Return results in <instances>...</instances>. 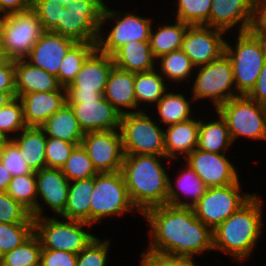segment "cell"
Here are the masks:
<instances>
[{
    "label": "cell",
    "instance_id": "obj_1",
    "mask_svg": "<svg viewBox=\"0 0 266 266\" xmlns=\"http://www.w3.org/2000/svg\"><path fill=\"white\" fill-rule=\"evenodd\" d=\"M142 216L150 226L149 250L192 259L213 251V231L192 208L164 204L149 208Z\"/></svg>",
    "mask_w": 266,
    "mask_h": 266
},
{
    "label": "cell",
    "instance_id": "obj_2",
    "mask_svg": "<svg viewBox=\"0 0 266 266\" xmlns=\"http://www.w3.org/2000/svg\"><path fill=\"white\" fill-rule=\"evenodd\" d=\"M105 0H32L44 31L76 42H97Z\"/></svg>",
    "mask_w": 266,
    "mask_h": 266
},
{
    "label": "cell",
    "instance_id": "obj_3",
    "mask_svg": "<svg viewBox=\"0 0 266 266\" xmlns=\"http://www.w3.org/2000/svg\"><path fill=\"white\" fill-rule=\"evenodd\" d=\"M254 195L213 230V251L228 253L242 263L254 253L263 228V199Z\"/></svg>",
    "mask_w": 266,
    "mask_h": 266
},
{
    "label": "cell",
    "instance_id": "obj_4",
    "mask_svg": "<svg viewBox=\"0 0 266 266\" xmlns=\"http://www.w3.org/2000/svg\"><path fill=\"white\" fill-rule=\"evenodd\" d=\"M163 159L166 161V156L124 154L121 172L140 216L149 208L167 204L170 172Z\"/></svg>",
    "mask_w": 266,
    "mask_h": 266
},
{
    "label": "cell",
    "instance_id": "obj_5",
    "mask_svg": "<svg viewBox=\"0 0 266 266\" xmlns=\"http://www.w3.org/2000/svg\"><path fill=\"white\" fill-rule=\"evenodd\" d=\"M236 34L235 44L226 40L225 54L232 63L236 92L239 95H248L256 85L266 52L261 40L252 30L238 32L234 36Z\"/></svg>",
    "mask_w": 266,
    "mask_h": 266
},
{
    "label": "cell",
    "instance_id": "obj_6",
    "mask_svg": "<svg viewBox=\"0 0 266 266\" xmlns=\"http://www.w3.org/2000/svg\"><path fill=\"white\" fill-rule=\"evenodd\" d=\"M153 22L150 18L134 14V11H123L122 13L119 9L113 10V8L105 4L96 48L100 52L112 56L121 46L129 41H149ZM107 23H109L112 29L110 30L109 28L108 33L106 32L107 37H105V32L102 29L105 27L104 24Z\"/></svg>",
    "mask_w": 266,
    "mask_h": 266
},
{
    "label": "cell",
    "instance_id": "obj_7",
    "mask_svg": "<svg viewBox=\"0 0 266 266\" xmlns=\"http://www.w3.org/2000/svg\"><path fill=\"white\" fill-rule=\"evenodd\" d=\"M135 211V212H134ZM121 171L98 173L94 176V188L90 198V224L101 223L103 219L136 214Z\"/></svg>",
    "mask_w": 266,
    "mask_h": 266
},
{
    "label": "cell",
    "instance_id": "obj_8",
    "mask_svg": "<svg viewBox=\"0 0 266 266\" xmlns=\"http://www.w3.org/2000/svg\"><path fill=\"white\" fill-rule=\"evenodd\" d=\"M57 218L48 215L34 218V233L38 236L42 249L79 254L95 237L85 228H91L90 223L60 216Z\"/></svg>",
    "mask_w": 266,
    "mask_h": 266
},
{
    "label": "cell",
    "instance_id": "obj_9",
    "mask_svg": "<svg viewBox=\"0 0 266 266\" xmlns=\"http://www.w3.org/2000/svg\"><path fill=\"white\" fill-rule=\"evenodd\" d=\"M147 111L121 115L124 154L165 156L164 129Z\"/></svg>",
    "mask_w": 266,
    "mask_h": 266
},
{
    "label": "cell",
    "instance_id": "obj_10",
    "mask_svg": "<svg viewBox=\"0 0 266 266\" xmlns=\"http://www.w3.org/2000/svg\"><path fill=\"white\" fill-rule=\"evenodd\" d=\"M195 70L194 82L190 86L194 101L208 99L216 110L230 99L240 96L234 84L232 63L225 53Z\"/></svg>",
    "mask_w": 266,
    "mask_h": 266
},
{
    "label": "cell",
    "instance_id": "obj_11",
    "mask_svg": "<svg viewBox=\"0 0 266 266\" xmlns=\"http://www.w3.org/2000/svg\"><path fill=\"white\" fill-rule=\"evenodd\" d=\"M215 111L226 121L233 144L242 137L251 141H266L265 105L247 95H240L220 105Z\"/></svg>",
    "mask_w": 266,
    "mask_h": 266
},
{
    "label": "cell",
    "instance_id": "obj_12",
    "mask_svg": "<svg viewBox=\"0 0 266 266\" xmlns=\"http://www.w3.org/2000/svg\"><path fill=\"white\" fill-rule=\"evenodd\" d=\"M242 187L240 179L226 186L208 187L192 207L195 216L213 231L254 195L242 194Z\"/></svg>",
    "mask_w": 266,
    "mask_h": 266
},
{
    "label": "cell",
    "instance_id": "obj_13",
    "mask_svg": "<svg viewBox=\"0 0 266 266\" xmlns=\"http://www.w3.org/2000/svg\"><path fill=\"white\" fill-rule=\"evenodd\" d=\"M44 32L41 21L32 10L7 14L2 49L12 59H25Z\"/></svg>",
    "mask_w": 266,
    "mask_h": 266
},
{
    "label": "cell",
    "instance_id": "obj_14",
    "mask_svg": "<svg viewBox=\"0 0 266 266\" xmlns=\"http://www.w3.org/2000/svg\"><path fill=\"white\" fill-rule=\"evenodd\" d=\"M81 145L98 173L121 171L124 151L119 129L84 133Z\"/></svg>",
    "mask_w": 266,
    "mask_h": 266
},
{
    "label": "cell",
    "instance_id": "obj_15",
    "mask_svg": "<svg viewBox=\"0 0 266 266\" xmlns=\"http://www.w3.org/2000/svg\"><path fill=\"white\" fill-rule=\"evenodd\" d=\"M226 33L222 29L205 25L189 26L181 50L195 67L209 64L225 53Z\"/></svg>",
    "mask_w": 266,
    "mask_h": 266
},
{
    "label": "cell",
    "instance_id": "obj_16",
    "mask_svg": "<svg viewBox=\"0 0 266 266\" xmlns=\"http://www.w3.org/2000/svg\"><path fill=\"white\" fill-rule=\"evenodd\" d=\"M257 18V0H212L209 27L229 33L237 28L236 32H247L252 30Z\"/></svg>",
    "mask_w": 266,
    "mask_h": 266
},
{
    "label": "cell",
    "instance_id": "obj_17",
    "mask_svg": "<svg viewBox=\"0 0 266 266\" xmlns=\"http://www.w3.org/2000/svg\"><path fill=\"white\" fill-rule=\"evenodd\" d=\"M187 163L208 187L236 183L240 175L226 153L205 152L194 149L186 158Z\"/></svg>",
    "mask_w": 266,
    "mask_h": 266
},
{
    "label": "cell",
    "instance_id": "obj_18",
    "mask_svg": "<svg viewBox=\"0 0 266 266\" xmlns=\"http://www.w3.org/2000/svg\"><path fill=\"white\" fill-rule=\"evenodd\" d=\"M35 176L37 182L36 218L46 216L44 203L54 214L60 216L67 205L70 181L58 168L45 167L35 171Z\"/></svg>",
    "mask_w": 266,
    "mask_h": 266
},
{
    "label": "cell",
    "instance_id": "obj_19",
    "mask_svg": "<svg viewBox=\"0 0 266 266\" xmlns=\"http://www.w3.org/2000/svg\"><path fill=\"white\" fill-rule=\"evenodd\" d=\"M76 43L71 38L44 31L25 59L57 77L63 58Z\"/></svg>",
    "mask_w": 266,
    "mask_h": 266
},
{
    "label": "cell",
    "instance_id": "obj_20",
    "mask_svg": "<svg viewBox=\"0 0 266 266\" xmlns=\"http://www.w3.org/2000/svg\"><path fill=\"white\" fill-rule=\"evenodd\" d=\"M113 67V57L96 48L84 61L72 82L66 87V92H100L103 95L109 73Z\"/></svg>",
    "mask_w": 266,
    "mask_h": 266
},
{
    "label": "cell",
    "instance_id": "obj_21",
    "mask_svg": "<svg viewBox=\"0 0 266 266\" xmlns=\"http://www.w3.org/2000/svg\"><path fill=\"white\" fill-rule=\"evenodd\" d=\"M69 105L83 133L120 128L122 114L104 97L99 101H82V104Z\"/></svg>",
    "mask_w": 266,
    "mask_h": 266
},
{
    "label": "cell",
    "instance_id": "obj_22",
    "mask_svg": "<svg viewBox=\"0 0 266 266\" xmlns=\"http://www.w3.org/2000/svg\"><path fill=\"white\" fill-rule=\"evenodd\" d=\"M196 118V119H195ZM200 119L196 116L190 120L176 123L164 129V147L167 162L186 158L198 146ZM183 157H182V156Z\"/></svg>",
    "mask_w": 266,
    "mask_h": 266
},
{
    "label": "cell",
    "instance_id": "obj_23",
    "mask_svg": "<svg viewBox=\"0 0 266 266\" xmlns=\"http://www.w3.org/2000/svg\"><path fill=\"white\" fill-rule=\"evenodd\" d=\"M27 127H41L66 102V91L31 92L19 97Z\"/></svg>",
    "mask_w": 266,
    "mask_h": 266
},
{
    "label": "cell",
    "instance_id": "obj_24",
    "mask_svg": "<svg viewBox=\"0 0 266 266\" xmlns=\"http://www.w3.org/2000/svg\"><path fill=\"white\" fill-rule=\"evenodd\" d=\"M183 165L184 169L178 171L174 182L169 176L167 205L192 208L206 193L208 186L187 163Z\"/></svg>",
    "mask_w": 266,
    "mask_h": 266
},
{
    "label": "cell",
    "instance_id": "obj_25",
    "mask_svg": "<svg viewBox=\"0 0 266 266\" xmlns=\"http://www.w3.org/2000/svg\"><path fill=\"white\" fill-rule=\"evenodd\" d=\"M16 97L31 92L66 91L56 76L33 66L26 59L14 60Z\"/></svg>",
    "mask_w": 266,
    "mask_h": 266
},
{
    "label": "cell",
    "instance_id": "obj_26",
    "mask_svg": "<svg viewBox=\"0 0 266 266\" xmlns=\"http://www.w3.org/2000/svg\"><path fill=\"white\" fill-rule=\"evenodd\" d=\"M103 97L121 114L137 112L134 73L113 67Z\"/></svg>",
    "mask_w": 266,
    "mask_h": 266
},
{
    "label": "cell",
    "instance_id": "obj_27",
    "mask_svg": "<svg viewBox=\"0 0 266 266\" xmlns=\"http://www.w3.org/2000/svg\"><path fill=\"white\" fill-rule=\"evenodd\" d=\"M114 66L128 72L141 73L156 69V58L149 41H129L113 55Z\"/></svg>",
    "mask_w": 266,
    "mask_h": 266
},
{
    "label": "cell",
    "instance_id": "obj_28",
    "mask_svg": "<svg viewBox=\"0 0 266 266\" xmlns=\"http://www.w3.org/2000/svg\"><path fill=\"white\" fill-rule=\"evenodd\" d=\"M12 140L18 145L22 158L32 171L46 167L47 136L41 127H26Z\"/></svg>",
    "mask_w": 266,
    "mask_h": 266
},
{
    "label": "cell",
    "instance_id": "obj_29",
    "mask_svg": "<svg viewBox=\"0 0 266 266\" xmlns=\"http://www.w3.org/2000/svg\"><path fill=\"white\" fill-rule=\"evenodd\" d=\"M217 114V119L207 121L200 119L198 146L197 148L211 153H226L234 146L226 121ZM233 145V146H232Z\"/></svg>",
    "mask_w": 266,
    "mask_h": 266
},
{
    "label": "cell",
    "instance_id": "obj_30",
    "mask_svg": "<svg viewBox=\"0 0 266 266\" xmlns=\"http://www.w3.org/2000/svg\"><path fill=\"white\" fill-rule=\"evenodd\" d=\"M41 128L44 130L47 137L61 139L77 145L81 144V140L84 136L74 111L67 102L50 116Z\"/></svg>",
    "mask_w": 266,
    "mask_h": 266
},
{
    "label": "cell",
    "instance_id": "obj_31",
    "mask_svg": "<svg viewBox=\"0 0 266 266\" xmlns=\"http://www.w3.org/2000/svg\"><path fill=\"white\" fill-rule=\"evenodd\" d=\"M176 92H170L168 89L155 105L156 112L158 111L156 121L164 124V127L190 120L196 116L192 113L194 111L192 109L194 99L190 97L189 101L185 96L186 94Z\"/></svg>",
    "mask_w": 266,
    "mask_h": 266
},
{
    "label": "cell",
    "instance_id": "obj_32",
    "mask_svg": "<svg viewBox=\"0 0 266 266\" xmlns=\"http://www.w3.org/2000/svg\"><path fill=\"white\" fill-rule=\"evenodd\" d=\"M168 85L169 83H167L157 69L134 73V93L137 100V112L145 111L144 108L148 107V104L149 107L150 105H156L168 89H171Z\"/></svg>",
    "mask_w": 266,
    "mask_h": 266
},
{
    "label": "cell",
    "instance_id": "obj_33",
    "mask_svg": "<svg viewBox=\"0 0 266 266\" xmlns=\"http://www.w3.org/2000/svg\"><path fill=\"white\" fill-rule=\"evenodd\" d=\"M94 177L70 182L67 205L60 217L90 223V198Z\"/></svg>",
    "mask_w": 266,
    "mask_h": 266
},
{
    "label": "cell",
    "instance_id": "obj_34",
    "mask_svg": "<svg viewBox=\"0 0 266 266\" xmlns=\"http://www.w3.org/2000/svg\"><path fill=\"white\" fill-rule=\"evenodd\" d=\"M172 23L165 22V25L159 23L157 30H153L156 27L152 25L149 42L152 54L156 59L161 55L181 49L184 35L190 25L178 19Z\"/></svg>",
    "mask_w": 266,
    "mask_h": 266
},
{
    "label": "cell",
    "instance_id": "obj_35",
    "mask_svg": "<svg viewBox=\"0 0 266 266\" xmlns=\"http://www.w3.org/2000/svg\"><path fill=\"white\" fill-rule=\"evenodd\" d=\"M156 63H158L156 69L167 82L169 81V84L171 80L172 85L176 82L180 85V82L182 84V82L190 81L189 78L196 68L181 49L161 55Z\"/></svg>",
    "mask_w": 266,
    "mask_h": 266
},
{
    "label": "cell",
    "instance_id": "obj_36",
    "mask_svg": "<svg viewBox=\"0 0 266 266\" xmlns=\"http://www.w3.org/2000/svg\"><path fill=\"white\" fill-rule=\"evenodd\" d=\"M97 42H77L66 54L57 76L58 82L67 87L80 71L84 61L96 49Z\"/></svg>",
    "mask_w": 266,
    "mask_h": 266
},
{
    "label": "cell",
    "instance_id": "obj_37",
    "mask_svg": "<svg viewBox=\"0 0 266 266\" xmlns=\"http://www.w3.org/2000/svg\"><path fill=\"white\" fill-rule=\"evenodd\" d=\"M42 246L33 233L20 246L0 257V266H40Z\"/></svg>",
    "mask_w": 266,
    "mask_h": 266
},
{
    "label": "cell",
    "instance_id": "obj_38",
    "mask_svg": "<svg viewBox=\"0 0 266 266\" xmlns=\"http://www.w3.org/2000/svg\"><path fill=\"white\" fill-rule=\"evenodd\" d=\"M6 193L36 218L37 182L35 171L12 177Z\"/></svg>",
    "mask_w": 266,
    "mask_h": 266
},
{
    "label": "cell",
    "instance_id": "obj_39",
    "mask_svg": "<svg viewBox=\"0 0 266 266\" xmlns=\"http://www.w3.org/2000/svg\"><path fill=\"white\" fill-rule=\"evenodd\" d=\"M176 11L173 12L175 19L189 24L190 26L205 25L209 27L210 10L212 0H176Z\"/></svg>",
    "mask_w": 266,
    "mask_h": 266
},
{
    "label": "cell",
    "instance_id": "obj_40",
    "mask_svg": "<svg viewBox=\"0 0 266 266\" xmlns=\"http://www.w3.org/2000/svg\"><path fill=\"white\" fill-rule=\"evenodd\" d=\"M62 173L71 182L87 179L98 174L82 145H77L61 168Z\"/></svg>",
    "mask_w": 266,
    "mask_h": 266
},
{
    "label": "cell",
    "instance_id": "obj_41",
    "mask_svg": "<svg viewBox=\"0 0 266 266\" xmlns=\"http://www.w3.org/2000/svg\"><path fill=\"white\" fill-rule=\"evenodd\" d=\"M26 127L23 105L19 98L15 97L0 108V131L9 139H13Z\"/></svg>",
    "mask_w": 266,
    "mask_h": 266
},
{
    "label": "cell",
    "instance_id": "obj_42",
    "mask_svg": "<svg viewBox=\"0 0 266 266\" xmlns=\"http://www.w3.org/2000/svg\"><path fill=\"white\" fill-rule=\"evenodd\" d=\"M34 233V223H0V257L20 246Z\"/></svg>",
    "mask_w": 266,
    "mask_h": 266
},
{
    "label": "cell",
    "instance_id": "obj_43",
    "mask_svg": "<svg viewBox=\"0 0 266 266\" xmlns=\"http://www.w3.org/2000/svg\"><path fill=\"white\" fill-rule=\"evenodd\" d=\"M108 239L94 237L91 242L77 254L76 266H107L110 242Z\"/></svg>",
    "mask_w": 266,
    "mask_h": 266
},
{
    "label": "cell",
    "instance_id": "obj_44",
    "mask_svg": "<svg viewBox=\"0 0 266 266\" xmlns=\"http://www.w3.org/2000/svg\"><path fill=\"white\" fill-rule=\"evenodd\" d=\"M0 223H34V217L6 192L0 191Z\"/></svg>",
    "mask_w": 266,
    "mask_h": 266
},
{
    "label": "cell",
    "instance_id": "obj_45",
    "mask_svg": "<svg viewBox=\"0 0 266 266\" xmlns=\"http://www.w3.org/2000/svg\"><path fill=\"white\" fill-rule=\"evenodd\" d=\"M76 146L75 143L47 137L45 148L46 167L61 169Z\"/></svg>",
    "mask_w": 266,
    "mask_h": 266
},
{
    "label": "cell",
    "instance_id": "obj_46",
    "mask_svg": "<svg viewBox=\"0 0 266 266\" xmlns=\"http://www.w3.org/2000/svg\"><path fill=\"white\" fill-rule=\"evenodd\" d=\"M0 161L10 171L12 177L32 172V169L22 158L18 145L12 139L6 143L0 152Z\"/></svg>",
    "mask_w": 266,
    "mask_h": 266
},
{
    "label": "cell",
    "instance_id": "obj_47",
    "mask_svg": "<svg viewBox=\"0 0 266 266\" xmlns=\"http://www.w3.org/2000/svg\"><path fill=\"white\" fill-rule=\"evenodd\" d=\"M139 266H198L195 259L146 249L140 253Z\"/></svg>",
    "mask_w": 266,
    "mask_h": 266
},
{
    "label": "cell",
    "instance_id": "obj_48",
    "mask_svg": "<svg viewBox=\"0 0 266 266\" xmlns=\"http://www.w3.org/2000/svg\"><path fill=\"white\" fill-rule=\"evenodd\" d=\"M77 254L62 250L42 249L40 266H76Z\"/></svg>",
    "mask_w": 266,
    "mask_h": 266
},
{
    "label": "cell",
    "instance_id": "obj_49",
    "mask_svg": "<svg viewBox=\"0 0 266 266\" xmlns=\"http://www.w3.org/2000/svg\"><path fill=\"white\" fill-rule=\"evenodd\" d=\"M257 103L266 105V59L257 79L255 87L247 95Z\"/></svg>",
    "mask_w": 266,
    "mask_h": 266
},
{
    "label": "cell",
    "instance_id": "obj_50",
    "mask_svg": "<svg viewBox=\"0 0 266 266\" xmlns=\"http://www.w3.org/2000/svg\"><path fill=\"white\" fill-rule=\"evenodd\" d=\"M0 91L16 92L14 60H11L2 70H0Z\"/></svg>",
    "mask_w": 266,
    "mask_h": 266
},
{
    "label": "cell",
    "instance_id": "obj_51",
    "mask_svg": "<svg viewBox=\"0 0 266 266\" xmlns=\"http://www.w3.org/2000/svg\"><path fill=\"white\" fill-rule=\"evenodd\" d=\"M32 9V0H0V12L5 14L24 12Z\"/></svg>",
    "mask_w": 266,
    "mask_h": 266
},
{
    "label": "cell",
    "instance_id": "obj_52",
    "mask_svg": "<svg viewBox=\"0 0 266 266\" xmlns=\"http://www.w3.org/2000/svg\"><path fill=\"white\" fill-rule=\"evenodd\" d=\"M103 95L100 92H66L68 104H82V101H99Z\"/></svg>",
    "mask_w": 266,
    "mask_h": 266
},
{
    "label": "cell",
    "instance_id": "obj_53",
    "mask_svg": "<svg viewBox=\"0 0 266 266\" xmlns=\"http://www.w3.org/2000/svg\"><path fill=\"white\" fill-rule=\"evenodd\" d=\"M252 31L261 40L264 46V50L266 52V25L259 18H257V20L254 22L252 26Z\"/></svg>",
    "mask_w": 266,
    "mask_h": 266
},
{
    "label": "cell",
    "instance_id": "obj_54",
    "mask_svg": "<svg viewBox=\"0 0 266 266\" xmlns=\"http://www.w3.org/2000/svg\"><path fill=\"white\" fill-rule=\"evenodd\" d=\"M12 180V175L10 171L3 165L0 161V191L6 192L10 181Z\"/></svg>",
    "mask_w": 266,
    "mask_h": 266
},
{
    "label": "cell",
    "instance_id": "obj_55",
    "mask_svg": "<svg viewBox=\"0 0 266 266\" xmlns=\"http://www.w3.org/2000/svg\"><path fill=\"white\" fill-rule=\"evenodd\" d=\"M15 97H16V92L0 91V108L5 107Z\"/></svg>",
    "mask_w": 266,
    "mask_h": 266
},
{
    "label": "cell",
    "instance_id": "obj_56",
    "mask_svg": "<svg viewBox=\"0 0 266 266\" xmlns=\"http://www.w3.org/2000/svg\"><path fill=\"white\" fill-rule=\"evenodd\" d=\"M258 18L266 25V0L258 2Z\"/></svg>",
    "mask_w": 266,
    "mask_h": 266
},
{
    "label": "cell",
    "instance_id": "obj_57",
    "mask_svg": "<svg viewBox=\"0 0 266 266\" xmlns=\"http://www.w3.org/2000/svg\"><path fill=\"white\" fill-rule=\"evenodd\" d=\"M7 14L0 12V43H2Z\"/></svg>",
    "mask_w": 266,
    "mask_h": 266
},
{
    "label": "cell",
    "instance_id": "obj_58",
    "mask_svg": "<svg viewBox=\"0 0 266 266\" xmlns=\"http://www.w3.org/2000/svg\"><path fill=\"white\" fill-rule=\"evenodd\" d=\"M12 59L7 54H0V70H2Z\"/></svg>",
    "mask_w": 266,
    "mask_h": 266
},
{
    "label": "cell",
    "instance_id": "obj_59",
    "mask_svg": "<svg viewBox=\"0 0 266 266\" xmlns=\"http://www.w3.org/2000/svg\"><path fill=\"white\" fill-rule=\"evenodd\" d=\"M10 139L0 131V152Z\"/></svg>",
    "mask_w": 266,
    "mask_h": 266
},
{
    "label": "cell",
    "instance_id": "obj_60",
    "mask_svg": "<svg viewBox=\"0 0 266 266\" xmlns=\"http://www.w3.org/2000/svg\"><path fill=\"white\" fill-rule=\"evenodd\" d=\"M0 54H6L2 49V43H0Z\"/></svg>",
    "mask_w": 266,
    "mask_h": 266
}]
</instances>
